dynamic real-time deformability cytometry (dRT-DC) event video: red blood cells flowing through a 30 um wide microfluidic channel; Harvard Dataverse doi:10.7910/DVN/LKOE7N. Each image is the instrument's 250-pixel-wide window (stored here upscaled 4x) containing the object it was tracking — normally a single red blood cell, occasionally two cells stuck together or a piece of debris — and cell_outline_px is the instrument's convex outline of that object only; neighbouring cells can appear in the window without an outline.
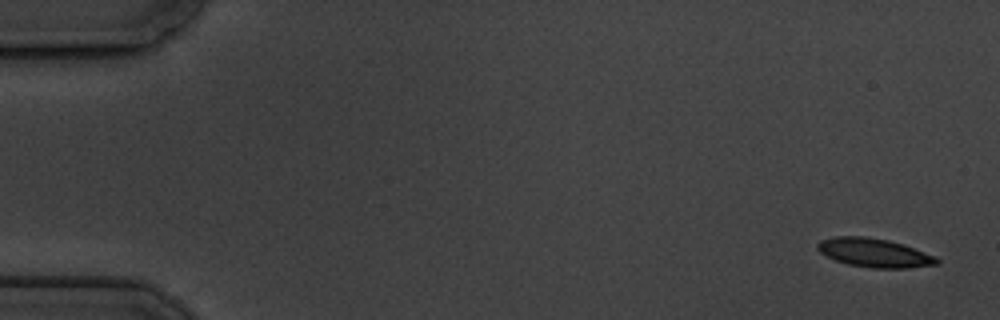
{"species": "common noctule bat (a hibernating species)", "species_latin": "Nyctalus noctula", "temperature_condition": "cold", "stored_images_in_passage": 6, "camera_frame_rate_fps": 3000, "um_per_image_px": 0.085, "animal": {"sex": "male", "body_mass_g": 19.5, "forearm_length_mm": 54.6}, "frame": {"image": 1, "passage_image": 1, "time_ms": 0.0, "image_size_px": [1000, 320], "cell_outline_px": [[940, 264], [908, 268], [872, 268], [848, 264], [836, 260], [820, 252], [816, 248], [816, 244], [820, 240], [836, 236], [864, 236], [888, 240], [904, 244], [936, 256], [940, 260]], "centroid_in_image_um": [74.34, 21.48], "position_along_channel_um": 10.7, "area_um2": 20.11}}